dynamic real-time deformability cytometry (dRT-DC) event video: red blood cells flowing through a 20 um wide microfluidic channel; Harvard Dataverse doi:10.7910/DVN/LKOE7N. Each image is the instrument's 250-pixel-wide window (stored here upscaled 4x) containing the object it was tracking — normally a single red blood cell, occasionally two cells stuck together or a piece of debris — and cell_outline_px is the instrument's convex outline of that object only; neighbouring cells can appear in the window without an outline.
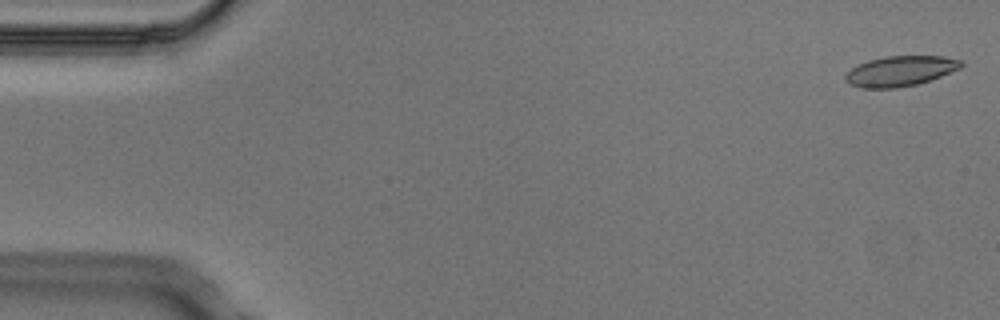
{"species": "Egyptian fruit bat (a non-hibernating species)", "species_latin": "Rousettus aegyptiacus", "temperature_condition": "cold", "stored_images_in_passage": 5, "camera_frame_rate_fps": 3000, "um_per_image_px": 0.085, "animal": {"sex": "male"}, "frame": {"image": 1, "passage_image": 1, "time_ms": 0.0, "image_size_px": [1000, 320], "cell_outline_px": [[964, 64], [960, 68], [940, 76], [916, 84], [896, 88], [860, 88], [844, 80], [844, 76], [852, 68], [868, 60], [884, 56], [944, 56], [960, 60]], "centroid_in_image_um": [76.51, 6.03], "position_along_channel_um": 8.5, "area_um2": 20.17}}
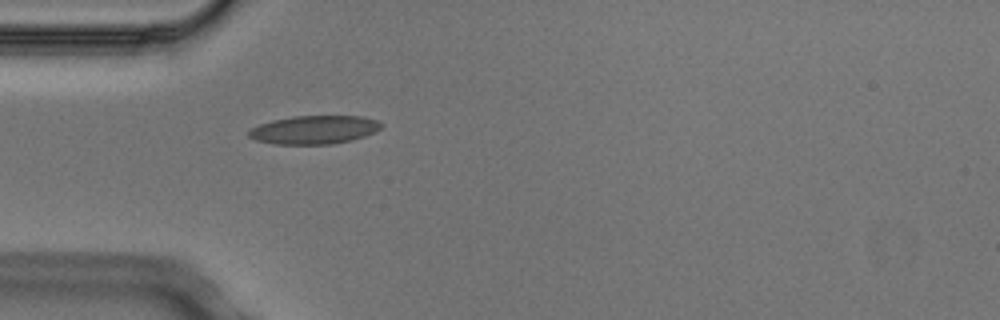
{"frame": {"image": 2, "passage_image": 5, "time_ms": 1.333, "image_size_px": [1000, 320], "cell_outline_px": [[384, 124], [376, 132], [352, 140], [332, 144], [276, 144], [256, 140], [248, 136], [248, 132], [252, 128], [260, 124], [272, 120], [292, 116], [364, 116], [376, 120]], "centroid_in_image_um": [26.73, 11.02], "position_along_channel_um": 58.3, "area_um2": 21.96}}